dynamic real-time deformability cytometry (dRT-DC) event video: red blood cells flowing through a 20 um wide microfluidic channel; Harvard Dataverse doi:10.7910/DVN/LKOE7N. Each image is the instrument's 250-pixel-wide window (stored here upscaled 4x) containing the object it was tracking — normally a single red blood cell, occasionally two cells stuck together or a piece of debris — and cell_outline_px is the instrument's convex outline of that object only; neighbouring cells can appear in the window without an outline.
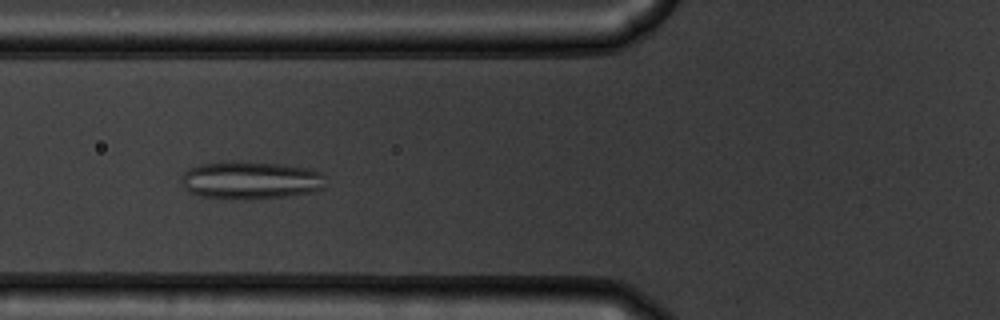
{"species": "common noctule bat (a hibernating species)", "species_latin": "Nyctalus noctula", "temperature_condition": "warm", "stored_images_in_passage": 48, "camera_frame_rate_fps": 3000, "um_per_image_px": 0.085, "animal": {"sex": "male", "body_mass_g": 19.5, "forearm_length_mm": 54.6}, "frame": {"image": 1, "passage_image": 14, "time_ms": 4.333, "image_size_px": [1000, 320], "cell_outline_px": [[324, 188], [316, 192], [284, 196], [244, 200], [240, 200], [200, 196], [188, 192], [184, 188], [180, 180], [180, 176], [188, 168], [200, 164], [228, 160], [248, 160], [280, 164], [308, 168], [320, 172], [324, 176]], "centroid_in_image_um": [21.26, 15.3], "position_along_channel_um": 104.5, "area_um2": 32.66}}
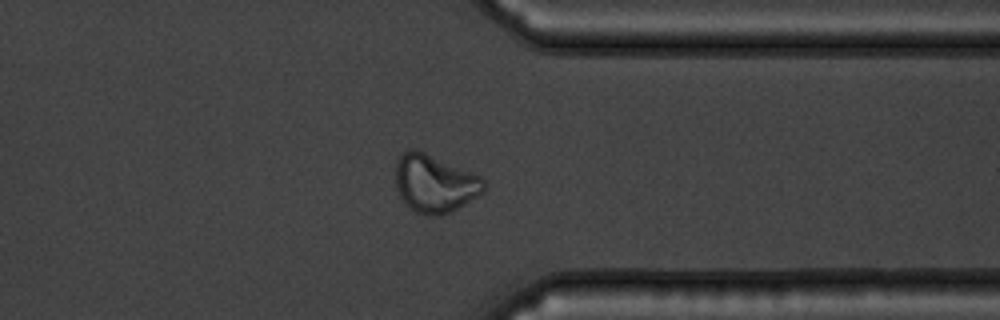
{"frame": {"image": 2, "passage_image": 36, "time_ms": 11.667, "image_size_px": [1000, 320], "cell_outline_px": [[484, 192], [464, 204], [440, 216], [432, 216], [416, 212], [408, 208], [400, 196], [396, 188], [396, 160], [408, 148], [416, 148], [480, 176], [484, 180]], "centroid_in_image_um": [36.91, 15.59], "position_along_channel_um": 374.5, "area_um2": 29.65}}
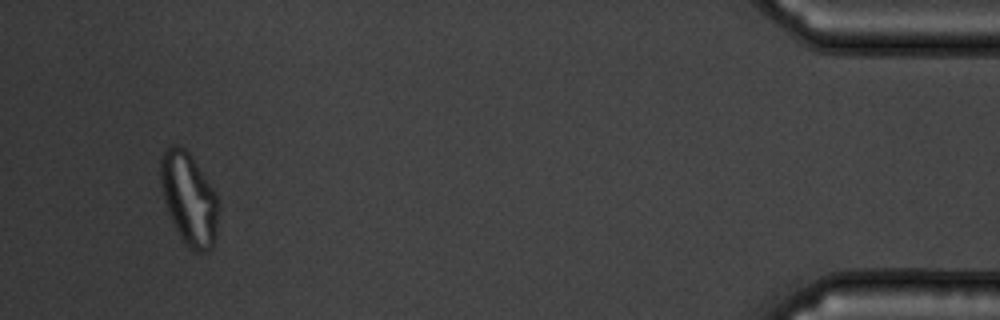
{"frame": {"image": 3, "passage_image": 45, "time_ms": 14.667, "image_size_px": [1000, 320], "cell_outline_px": [[216, 236], [212, 248], [208, 252], [196, 252], [188, 248], [180, 236], [168, 212], [164, 200], [160, 184], [160, 160], [164, 152], [172, 144], [176, 144], [184, 148], [188, 152], [216, 192]], "centroid_in_image_um": [16.04, 16.91], "position_along_channel_um": 419.2, "area_um2": 30.63}}